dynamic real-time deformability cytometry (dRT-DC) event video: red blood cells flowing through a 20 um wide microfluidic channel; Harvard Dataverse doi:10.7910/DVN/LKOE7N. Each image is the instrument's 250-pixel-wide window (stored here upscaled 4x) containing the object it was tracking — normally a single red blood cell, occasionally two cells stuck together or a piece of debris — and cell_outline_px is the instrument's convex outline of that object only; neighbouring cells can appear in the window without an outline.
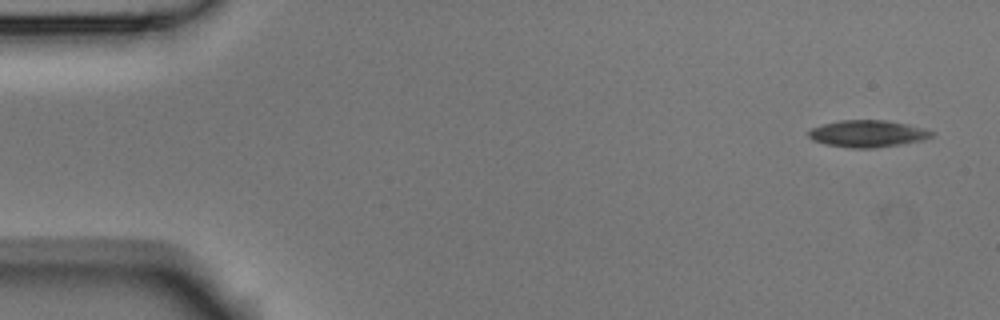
{"species": "Egyptian fruit bat (a non-hibernating species)", "species_latin": "Rousettus aegyptiacus", "temperature_condition": "room temperature", "stored_images_in_passage": 4, "camera_frame_rate_fps": 3000, "um_per_image_px": 0.085, "animal": {"sex": "male"}, "frame": {"image": 1, "passage_image": 1, "time_ms": 0.0, "image_size_px": [1000, 320], "cell_outline_px": [[936, 136], [924, 140], [900, 144], [872, 148], [852, 148], [824, 144], [812, 140], [808, 136], [808, 132], [812, 128], [820, 124], [840, 120], [888, 120], [908, 124], [924, 128], [936, 132]], "centroid_in_image_um": [73.78, 11.35], "position_along_channel_um": 11.2, "area_um2": 19.59}}